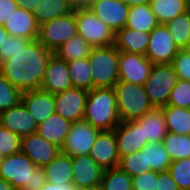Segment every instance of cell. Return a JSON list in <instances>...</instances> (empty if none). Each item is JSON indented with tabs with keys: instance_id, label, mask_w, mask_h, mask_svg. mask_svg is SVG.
Segmentation results:
<instances>
[{
	"instance_id": "f907efd6",
	"label": "cell",
	"mask_w": 190,
	"mask_h": 190,
	"mask_svg": "<svg viewBox=\"0 0 190 190\" xmlns=\"http://www.w3.org/2000/svg\"><path fill=\"white\" fill-rule=\"evenodd\" d=\"M8 35L9 33L5 30V28L2 25H0V48L4 44V41L6 40Z\"/></svg>"
},
{
	"instance_id": "8fae6325",
	"label": "cell",
	"mask_w": 190,
	"mask_h": 190,
	"mask_svg": "<svg viewBox=\"0 0 190 190\" xmlns=\"http://www.w3.org/2000/svg\"><path fill=\"white\" fill-rule=\"evenodd\" d=\"M86 7L114 33L126 26L129 6L122 0H88Z\"/></svg>"
},
{
	"instance_id": "6da1fadb",
	"label": "cell",
	"mask_w": 190,
	"mask_h": 190,
	"mask_svg": "<svg viewBox=\"0 0 190 190\" xmlns=\"http://www.w3.org/2000/svg\"><path fill=\"white\" fill-rule=\"evenodd\" d=\"M53 54V51L44 47L37 39L30 40L0 64V73L22 92L39 90Z\"/></svg>"
},
{
	"instance_id": "cb8c5ba5",
	"label": "cell",
	"mask_w": 190,
	"mask_h": 190,
	"mask_svg": "<svg viewBox=\"0 0 190 190\" xmlns=\"http://www.w3.org/2000/svg\"><path fill=\"white\" fill-rule=\"evenodd\" d=\"M136 121L143 126L144 139L148 143H160L167 134V125L161 107H154Z\"/></svg>"
},
{
	"instance_id": "2e32d148",
	"label": "cell",
	"mask_w": 190,
	"mask_h": 190,
	"mask_svg": "<svg viewBox=\"0 0 190 190\" xmlns=\"http://www.w3.org/2000/svg\"><path fill=\"white\" fill-rule=\"evenodd\" d=\"M72 182L76 188H84L101 183L104 169L88 155L71 156Z\"/></svg>"
},
{
	"instance_id": "4316f807",
	"label": "cell",
	"mask_w": 190,
	"mask_h": 190,
	"mask_svg": "<svg viewBox=\"0 0 190 190\" xmlns=\"http://www.w3.org/2000/svg\"><path fill=\"white\" fill-rule=\"evenodd\" d=\"M74 8L68 0H39L33 15L40 26L54 18L68 15Z\"/></svg>"
},
{
	"instance_id": "ac0fdd59",
	"label": "cell",
	"mask_w": 190,
	"mask_h": 190,
	"mask_svg": "<svg viewBox=\"0 0 190 190\" xmlns=\"http://www.w3.org/2000/svg\"><path fill=\"white\" fill-rule=\"evenodd\" d=\"M70 88L72 83L68 63L53 54L48 61L40 89L56 94Z\"/></svg>"
},
{
	"instance_id": "ab89813d",
	"label": "cell",
	"mask_w": 190,
	"mask_h": 190,
	"mask_svg": "<svg viewBox=\"0 0 190 190\" xmlns=\"http://www.w3.org/2000/svg\"><path fill=\"white\" fill-rule=\"evenodd\" d=\"M21 151V137L0 125V154L9 156Z\"/></svg>"
},
{
	"instance_id": "9c48e42d",
	"label": "cell",
	"mask_w": 190,
	"mask_h": 190,
	"mask_svg": "<svg viewBox=\"0 0 190 190\" xmlns=\"http://www.w3.org/2000/svg\"><path fill=\"white\" fill-rule=\"evenodd\" d=\"M179 49L164 24H158L150 32L146 51L147 59L154 64H171Z\"/></svg>"
},
{
	"instance_id": "52a82bcc",
	"label": "cell",
	"mask_w": 190,
	"mask_h": 190,
	"mask_svg": "<svg viewBox=\"0 0 190 190\" xmlns=\"http://www.w3.org/2000/svg\"><path fill=\"white\" fill-rule=\"evenodd\" d=\"M178 76L172 64H154L144 84L145 91L154 107L167 105L170 92L175 87Z\"/></svg>"
},
{
	"instance_id": "836d02e7",
	"label": "cell",
	"mask_w": 190,
	"mask_h": 190,
	"mask_svg": "<svg viewBox=\"0 0 190 190\" xmlns=\"http://www.w3.org/2000/svg\"><path fill=\"white\" fill-rule=\"evenodd\" d=\"M162 143L172 161L190 158V135H178L167 132Z\"/></svg>"
},
{
	"instance_id": "681fc988",
	"label": "cell",
	"mask_w": 190,
	"mask_h": 190,
	"mask_svg": "<svg viewBox=\"0 0 190 190\" xmlns=\"http://www.w3.org/2000/svg\"><path fill=\"white\" fill-rule=\"evenodd\" d=\"M0 190H16L10 182L0 178Z\"/></svg>"
},
{
	"instance_id": "11a10c76",
	"label": "cell",
	"mask_w": 190,
	"mask_h": 190,
	"mask_svg": "<svg viewBox=\"0 0 190 190\" xmlns=\"http://www.w3.org/2000/svg\"><path fill=\"white\" fill-rule=\"evenodd\" d=\"M3 157H4V156L0 154V162L2 161Z\"/></svg>"
},
{
	"instance_id": "74e56055",
	"label": "cell",
	"mask_w": 190,
	"mask_h": 190,
	"mask_svg": "<svg viewBox=\"0 0 190 190\" xmlns=\"http://www.w3.org/2000/svg\"><path fill=\"white\" fill-rule=\"evenodd\" d=\"M167 105L190 109V81L178 79L171 90Z\"/></svg>"
},
{
	"instance_id": "bcb514c9",
	"label": "cell",
	"mask_w": 190,
	"mask_h": 190,
	"mask_svg": "<svg viewBox=\"0 0 190 190\" xmlns=\"http://www.w3.org/2000/svg\"><path fill=\"white\" fill-rule=\"evenodd\" d=\"M40 190H76L75 185L73 182H68V183H62L59 185L51 184L46 182Z\"/></svg>"
},
{
	"instance_id": "7bdbcfd3",
	"label": "cell",
	"mask_w": 190,
	"mask_h": 190,
	"mask_svg": "<svg viewBox=\"0 0 190 190\" xmlns=\"http://www.w3.org/2000/svg\"><path fill=\"white\" fill-rule=\"evenodd\" d=\"M133 190H156V171H147L132 177Z\"/></svg>"
},
{
	"instance_id": "d6986e66",
	"label": "cell",
	"mask_w": 190,
	"mask_h": 190,
	"mask_svg": "<svg viewBox=\"0 0 190 190\" xmlns=\"http://www.w3.org/2000/svg\"><path fill=\"white\" fill-rule=\"evenodd\" d=\"M0 125L18 134L22 138L36 133L38 124L21 102L16 106L0 112Z\"/></svg>"
},
{
	"instance_id": "7402d4cb",
	"label": "cell",
	"mask_w": 190,
	"mask_h": 190,
	"mask_svg": "<svg viewBox=\"0 0 190 190\" xmlns=\"http://www.w3.org/2000/svg\"><path fill=\"white\" fill-rule=\"evenodd\" d=\"M71 124L72 122L54 113L37 125L36 133L62 151Z\"/></svg>"
},
{
	"instance_id": "f546056e",
	"label": "cell",
	"mask_w": 190,
	"mask_h": 190,
	"mask_svg": "<svg viewBox=\"0 0 190 190\" xmlns=\"http://www.w3.org/2000/svg\"><path fill=\"white\" fill-rule=\"evenodd\" d=\"M164 25L178 49H187L190 41V12L185 11Z\"/></svg>"
},
{
	"instance_id": "5b68a950",
	"label": "cell",
	"mask_w": 190,
	"mask_h": 190,
	"mask_svg": "<svg viewBox=\"0 0 190 190\" xmlns=\"http://www.w3.org/2000/svg\"><path fill=\"white\" fill-rule=\"evenodd\" d=\"M117 110L121 121H132L143 117L154 108L144 85L118 81L113 87Z\"/></svg>"
},
{
	"instance_id": "4fadbf2b",
	"label": "cell",
	"mask_w": 190,
	"mask_h": 190,
	"mask_svg": "<svg viewBox=\"0 0 190 190\" xmlns=\"http://www.w3.org/2000/svg\"><path fill=\"white\" fill-rule=\"evenodd\" d=\"M87 96V90L74 87L54 94L55 113L72 123L83 120Z\"/></svg>"
},
{
	"instance_id": "f35d334b",
	"label": "cell",
	"mask_w": 190,
	"mask_h": 190,
	"mask_svg": "<svg viewBox=\"0 0 190 190\" xmlns=\"http://www.w3.org/2000/svg\"><path fill=\"white\" fill-rule=\"evenodd\" d=\"M118 167L130 177H136L144 173L143 151H135L132 154L120 158Z\"/></svg>"
},
{
	"instance_id": "f6af8a7d",
	"label": "cell",
	"mask_w": 190,
	"mask_h": 190,
	"mask_svg": "<svg viewBox=\"0 0 190 190\" xmlns=\"http://www.w3.org/2000/svg\"><path fill=\"white\" fill-rule=\"evenodd\" d=\"M16 9L18 4L15 0H0V25L4 26Z\"/></svg>"
},
{
	"instance_id": "44dd1931",
	"label": "cell",
	"mask_w": 190,
	"mask_h": 190,
	"mask_svg": "<svg viewBox=\"0 0 190 190\" xmlns=\"http://www.w3.org/2000/svg\"><path fill=\"white\" fill-rule=\"evenodd\" d=\"M11 36L36 40L39 25L32 12L19 8L7 19L3 26Z\"/></svg>"
},
{
	"instance_id": "ee69618b",
	"label": "cell",
	"mask_w": 190,
	"mask_h": 190,
	"mask_svg": "<svg viewBox=\"0 0 190 190\" xmlns=\"http://www.w3.org/2000/svg\"><path fill=\"white\" fill-rule=\"evenodd\" d=\"M156 190H179L168 171L156 172Z\"/></svg>"
},
{
	"instance_id": "d4e9b609",
	"label": "cell",
	"mask_w": 190,
	"mask_h": 190,
	"mask_svg": "<svg viewBox=\"0 0 190 190\" xmlns=\"http://www.w3.org/2000/svg\"><path fill=\"white\" fill-rule=\"evenodd\" d=\"M46 182L59 185L72 182L71 156L60 151V153L44 167Z\"/></svg>"
},
{
	"instance_id": "db71d44e",
	"label": "cell",
	"mask_w": 190,
	"mask_h": 190,
	"mask_svg": "<svg viewBox=\"0 0 190 190\" xmlns=\"http://www.w3.org/2000/svg\"><path fill=\"white\" fill-rule=\"evenodd\" d=\"M186 10L190 12V0H185Z\"/></svg>"
},
{
	"instance_id": "ffe728a7",
	"label": "cell",
	"mask_w": 190,
	"mask_h": 190,
	"mask_svg": "<svg viewBox=\"0 0 190 190\" xmlns=\"http://www.w3.org/2000/svg\"><path fill=\"white\" fill-rule=\"evenodd\" d=\"M22 103L37 124L55 113L54 94L42 89L23 92Z\"/></svg>"
},
{
	"instance_id": "7c38bea8",
	"label": "cell",
	"mask_w": 190,
	"mask_h": 190,
	"mask_svg": "<svg viewBox=\"0 0 190 190\" xmlns=\"http://www.w3.org/2000/svg\"><path fill=\"white\" fill-rule=\"evenodd\" d=\"M152 67L143 54L119 51V81L144 85Z\"/></svg>"
},
{
	"instance_id": "b9f144b4",
	"label": "cell",
	"mask_w": 190,
	"mask_h": 190,
	"mask_svg": "<svg viewBox=\"0 0 190 190\" xmlns=\"http://www.w3.org/2000/svg\"><path fill=\"white\" fill-rule=\"evenodd\" d=\"M30 40L27 38L15 37L8 35L4 44L0 48V64L8 60L13 53H15L20 48H23Z\"/></svg>"
},
{
	"instance_id": "1f68e13d",
	"label": "cell",
	"mask_w": 190,
	"mask_h": 190,
	"mask_svg": "<svg viewBox=\"0 0 190 190\" xmlns=\"http://www.w3.org/2000/svg\"><path fill=\"white\" fill-rule=\"evenodd\" d=\"M149 5L159 24L187 11L185 0H151Z\"/></svg>"
},
{
	"instance_id": "8992f818",
	"label": "cell",
	"mask_w": 190,
	"mask_h": 190,
	"mask_svg": "<svg viewBox=\"0 0 190 190\" xmlns=\"http://www.w3.org/2000/svg\"><path fill=\"white\" fill-rule=\"evenodd\" d=\"M77 32L92 47L114 45L115 33L86 6L75 7Z\"/></svg>"
},
{
	"instance_id": "83f0119b",
	"label": "cell",
	"mask_w": 190,
	"mask_h": 190,
	"mask_svg": "<svg viewBox=\"0 0 190 190\" xmlns=\"http://www.w3.org/2000/svg\"><path fill=\"white\" fill-rule=\"evenodd\" d=\"M155 14L149 4L129 7L126 26L139 32L150 33L157 25Z\"/></svg>"
},
{
	"instance_id": "7dc6e473",
	"label": "cell",
	"mask_w": 190,
	"mask_h": 190,
	"mask_svg": "<svg viewBox=\"0 0 190 190\" xmlns=\"http://www.w3.org/2000/svg\"><path fill=\"white\" fill-rule=\"evenodd\" d=\"M18 4L19 8H23L24 10L30 11L33 13V11L36 8L37 2L39 0H15Z\"/></svg>"
},
{
	"instance_id": "277c9868",
	"label": "cell",
	"mask_w": 190,
	"mask_h": 190,
	"mask_svg": "<svg viewBox=\"0 0 190 190\" xmlns=\"http://www.w3.org/2000/svg\"><path fill=\"white\" fill-rule=\"evenodd\" d=\"M93 88H113L119 81V51L114 45L92 47L87 57Z\"/></svg>"
},
{
	"instance_id": "603a6c76",
	"label": "cell",
	"mask_w": 190,
	"mask_h": 190,
	"mask_svg": "<svg viewBox=\"0 0 190 190\" xmlns=\"http://www.w3.org/2000/svg\"><path fill=\"white\" fill-rule=\"evenodd\" d=\"M150 33L124 27L115 33L114 46L118 51L146 55Z\"/></svg>"
},
{
	"instance_id": "4dcf8cb0",
	"label": "cell",
	"mask_w": 190,
	"mask_h": 190,
	"mask_svg": "<svg viewBox=\"0 0 190 190\" xmlns=\"http://www.w3.org/2000/svg\"><path fill=\"white\" fill-rule=\"evenodd\" d=\"M92 46L79 34L74 35L68 42L63 43L54 54L66 62L79 60L90 55Z\"/></svg>"
},
{
	"instance_id": "816d5d0a",
	"label": "cell",
	"mask_w": 190,
	"mask_h": 190,
	"mask_svg": "<svg viewBox=\"0 0 190 190\" xmlns=\"http://www.w3.org/2000/svg\"><path fill=\"white\" fill-rule=\"evenodd\" d=\"M74 7L87 6L88 0H68Z\"/></svg>"
},
{
	"instance_id": "484cf974",
	"label": "cell",
	"mask_w": 190,
	"mask_h": 190,
	"mask_svg": "<svg viewBox=\"0 0 190 190\" xmlns=\"http://www.w3.org/2000/svg\"><path fill=\"white\" fill-rule=\"evenodd\" d=\"M144 171L164 172L168 171L172 162L169 153L166 151L164 144L147 143L142 149Z\"/></svg>"
},
{
	"instance_id": "e0dca14e",
	"label": "cell",
	"mask_w": 190,
	"mask_h": 190,
	"mask_svg": "<svg viewBox=\"0 0 190 190\" xmlns=\"http://www.w3.org/2000/svg\"><path fill=\"white\" fill-rule=\"evenodd\" d=\"M60 151L53 143L37 133L21 138V152L27 155L37 167L49 164Z\"/></svg>"
},
{
	"instance_id": "7a4b0ae2",
	"label": "cell",
	"mask_w": 190,
	"mask_h": 190,
	"mask_svg": "<svg viewBox=\"0 0 190 190\" xmlns=\"http://www.w3.org/2000/svg\"><path fill=\"white\" fill-rule=\"evenodd\" d=\"M0 178L16 190H40L46 183L45 170L37 167L23 152L4 156L0 162Z\"/></svg>"
},
{
	"instance_id": "d6a6232c",
	"label": "cell",
	"mask_w": 190,
	"mask_h": 190,
	"mask_svg": "<svg viewBox=\"0 0 190 190\" xmlns=\"http://www.w3.org/2000/svg\"><path fill=\"white\" fill-rule=\"evenodd\" d=\"M68 69L70 73L72 87L85 89L90 91L93 89L92 74L90 72V64L88 58L68 61Z\"/></svg>"
},
{
	"instance_id": "3957f363",
	"label": "cell",
	"mask_w": 190,
	"mask_h": 190,
	"mask_svg": "<svg viewBox=\"0 0 190 190\" xmlns=\"http://www.w3.org/2000/svg\"><path fill=\"white\" fill-rule=\"evenodd\" d=\"M84 121L102 130H114L121 122L114 88H93L88 91Z\"/></svg>"
},
{
	"instance_id": "8d00e7d4",
	"label": "cell",
	"mask_w": 190,
	"mask_h": 190,
	"mask_svg": "<svg viewBox=\"0 0 190 190\" xmlns=\"http://www.w3.org/2000/svg\"><path fill=\"white\" fill-rule=\"evenodd\" d=\"M168 172L179 190H190V158L172 161Z\"/></svg>"
},
{
	"instance_id": "f1b7e54d",
	"label": "cell",
	"mask_w": 190,
	"mask_h": 190,
	"mask_svg": "<svg viewBox=\"0 0 190 190\" xmlns=\"http://www.w3.org/2000/svg\"><path fill=\"white\" fill-rule=\"evenodd\" d=\"M167 125V132L190 135V109L165 105L161 107Z\"/></svg>"
},
{
	"instance_id": "9a60e30c",
	"label": "cell",
	"mask_w": 190,
	"mask_h": 190,
	"mask_svg": "<svg viewBox=\"0 0 190 190\" xmlns=\"http://www.w3.org/2000/svg\"><path fill=\"white\" fill-rule=\"evenodd\" d=\"M89 155L104 170L118 167L120 158L114 130L100 131Z\"/></svg>"
},
{
	"instance_id": "ba28073f",
	"label": "cell",
	"mask_w": 190,
	"mask_h": 190,
	"mask_svg": "<svg viewBox=\"0 0 190 190\" xmlns=\"http://www.w3.org/2000/svg\"><path fill=\"white\" fill-rule=\"evenodd\" d=\"M75 12L60 16L39 26L37 40L47 49L55 52L63 43L77 35Z\"/></svg>"
},
{
	"instance_id": "d590c367",
	"label": "cell",
	"mask_w": 190,
	"mask_h": 190,
	"mask_svg": "<svg viewBox=\"0 0 190 190\" xmlns=\"http://www.w3.org/2000/svg\"><path fill=\"white\" fill-rule=\"evenodd\" d=\"M23 92L8 82L0 73V112L22 102Z\"/></svg>"
},
{
	"instance_id": "f5cc1de1",
	"label": "cell",
	"mask_w": 190,
	"mask_h": 190,
	"mask_svg": "<svg viewBox=\"0 0 190 190\" xmlns=\"http://www.w3.org/2000/svg\"><path fill=\"white\" fill-rule=\"evenodd\" d=\"M76 190H102V188L99 184V185H94V186H89V187H84V188H76Z\"/></svg>"
},
{
	"instance_id": "e575fe53",
	"label": "cell",
	"mask_w": 190,
	"mask_h": 190,
	"mask_svg": "<svg viewBox=\"0 0 190 190\" xmlns=\"http://www.w3.org/2000/svg\"><path fill=\"white\" fill-rule=\"evenodd\" d=\"M100 186L102 190H133L132 177L119 167L106 169Z\"/></svg>"
},
{
	"instance_id": "5bb4252c",
	"label": "cell",
	"mask_w": 190,
	"mask_h": 190,
	"mask_svg": "<svg viewBox=\"0 0 190 190\" xmlns=\"http://www.w3.org/2000/svg\"><path fill=\"white\" fill-rule=\"evenodd\" d=\"M114 132L119 158L141 150L148 143L144 139L143 126L136 120L121 121Z\"/></svg>"
},
{
	"instance_id": "c3c4849f",
	"label": "cell",
	"mask_w": 190,
	"mask_h": 190,
	"mask_svg": "<svg viewBox=\"0 0 190 190\" xmlns=\"http://www.w3.org/2000/svg\"><path fill=\"white\" fill-rule=\"evenodd\" d=\"M125 4H127L129 7L135 6V5H142V4H149L151 0H122Z\"/></svg>"
},
{
	"instance_id": "30bf717a",
	"label": "cell",
	"mask_w": 190,
	"mask_h": 190,
	"mask_svg": "<svg viewBox=\"0 0 190 190\" xmlns=\"http://www.w3.org/2000/svg\"><path fill=\"white\" fill-rule=\"evenodd\" d=\"M100 131L84 120L72 123L62 152L69 156L88 155Z\"/></svg>"
},
{
	"instance_id": "60d3db41",
	"label": "cell",
	"mask_w": 190,
	"mask_h": 190,
	"mask_svg": "<svg viewBox=\"0 0 190 190\" xmlns=\"http://www.w3.org/2000/svg\"><path fill=\"white\" fill-rule=\"evenodd\" d=\"M172 66L178 79L190 81V50L179 49L176 56L173 58Z\"/></svg>"
}]
</instances>
